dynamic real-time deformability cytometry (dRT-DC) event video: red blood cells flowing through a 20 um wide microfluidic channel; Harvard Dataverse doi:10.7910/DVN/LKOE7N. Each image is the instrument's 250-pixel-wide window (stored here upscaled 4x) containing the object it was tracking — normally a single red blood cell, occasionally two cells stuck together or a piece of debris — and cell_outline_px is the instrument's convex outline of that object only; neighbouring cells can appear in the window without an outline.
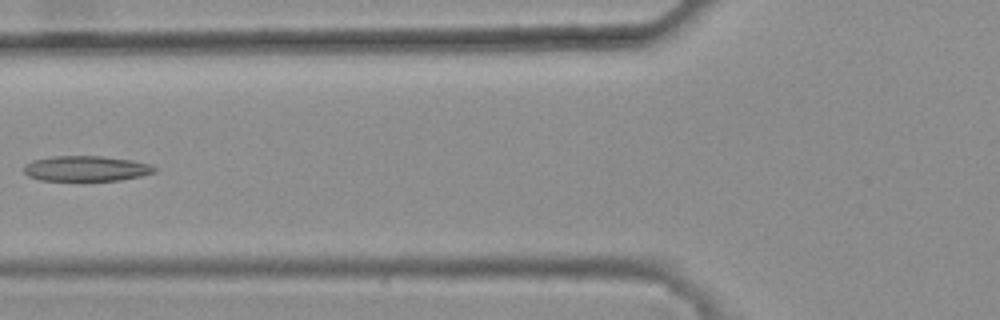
{"species": "common noctule bat (a hibernating species)", "species_latin": "Nyctalus noctula", "temperature_condition": "warm", "stored_images_in_passage": 7, "camera_frame_rate_fps": 3000, "um_per_image_px": 0.085, "animal": {"sex": "female", "body_mass_g": 25.1}, "frame": {"image": 1, "passage_image": 6, "time_ms": 1.667, "image_size_px": [1000, 320], "cell_outline_px": [[156, 172], [140, 176], [120, 180], [40, 180], [28, 176], [24, 172], [24, 164], [32, 160], [52, 156], [100, 156], [132, 160], [152, 164], [156, 168]], "centroid_in_image_um": [7.32, 14.32], "position_along_channel_um": 118.5, "area_um2": 19.31}}
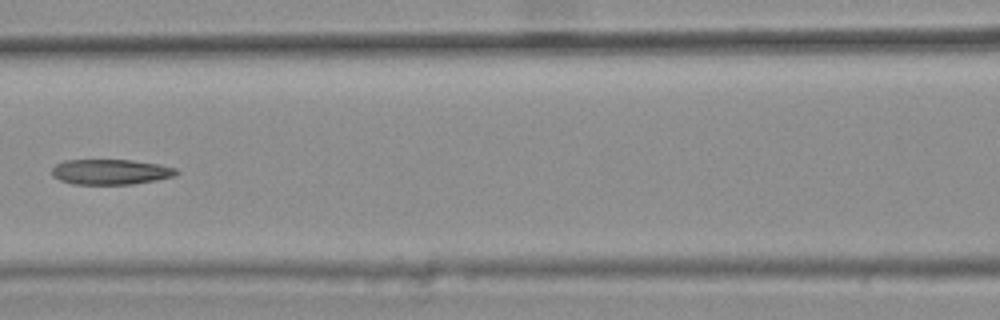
{"frame": {"image": 2, "passage_image": 7, "time_ms": 2.0, "image_size_px": [1000, 320], "cell_outline_px": [[180, 172], [176, 176], [156, 180], [132, 184], [72, 184], [60, 180], [52, 176], [52, 168], [56, 164], [64, 160], [132, 160], [160, 164], [176, 168]], "centroid_in_image_um": [9.43, 14.61], "position_along_channel_um": 157.2, "area_um2": 18.5}}